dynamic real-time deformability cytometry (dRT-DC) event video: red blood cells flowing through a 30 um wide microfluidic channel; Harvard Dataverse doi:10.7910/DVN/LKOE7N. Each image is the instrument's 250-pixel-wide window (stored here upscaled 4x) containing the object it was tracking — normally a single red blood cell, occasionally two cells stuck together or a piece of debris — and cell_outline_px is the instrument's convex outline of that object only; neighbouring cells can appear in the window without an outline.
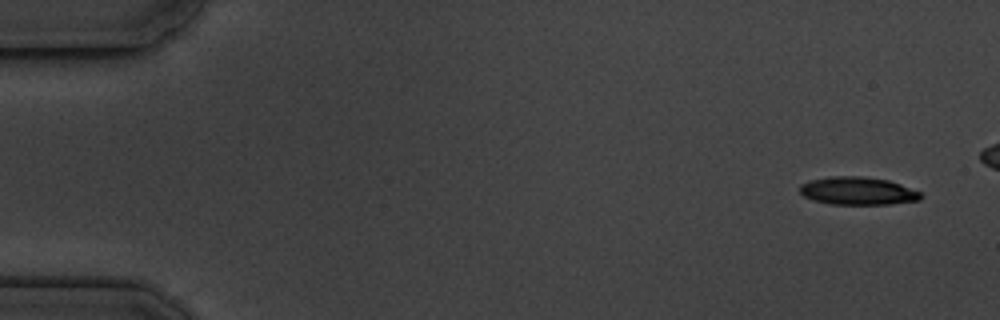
{"species": "common noctule bat (a hibernating species)", "species_latin": "Nyctalus noctula", "temperature_condition": "cold", "stored_images_in_passage": 5, "camera_frame_rate_fps": 3000, "um_per_image_px": 0.085, "animal": {"sex": "male", "body_mass_g": 19.5, "forearm_length_mm": 54.6}, "frame": {"image": 1, "passage_image": 1, "time_ms": 0.0, "image_size_px": [1000, 320], "cell_outline_px": [[924, 196], [920, 200], [888, 204], [832, 204], [812, 200], [804, 196], [800, 192], [800, 184], [812, 180], [832, 176], [860, 176], [888, 180], [900, 184], [920, 192]], "centroid_in_image_um": [72.91, 16.23], "position_along_channel_um": 12.1, "area_um2": 19.54}}